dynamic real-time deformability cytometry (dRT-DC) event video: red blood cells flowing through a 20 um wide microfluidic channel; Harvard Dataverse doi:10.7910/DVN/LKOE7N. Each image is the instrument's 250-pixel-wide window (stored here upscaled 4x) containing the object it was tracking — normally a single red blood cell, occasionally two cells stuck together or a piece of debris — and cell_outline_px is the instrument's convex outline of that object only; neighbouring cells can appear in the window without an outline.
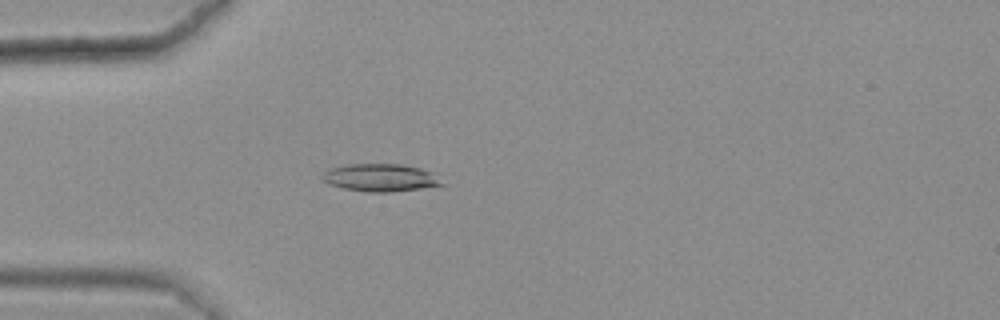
{"species": "common noctule bat (a hibernating species)", "species_latin": "Nyctalus noctula", "temperature_condition": "warm", "stored_images_in_passage": 49, "camera_frame_rate_fps": 3000, "um_per_image_px": 0.085, "animal": {"sex": "female", "body_mass_g": 25.1}, "frame": {"image": 1, "passage_image": 17, "time_ms": 5.333, "image_size_px": [1000, 320], "cell_outline_px": [[444, 184], [420, 188], [392, 192], [368, 192], [344, 188], [328, 184], [320, 180], [320, 176], [324, 172], [332, 168], [348, 164], [400, 164], [420, 168], [432, 172]], "centroid_in_image_um": [32.28, 15.1], "position_along_channel_um": 52.7, "area_um2": 19.13}}
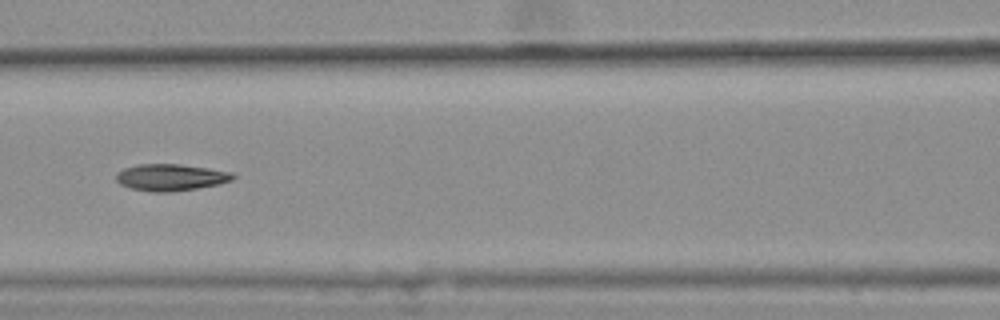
{"frame": {"image": 2, "passage_image": 26, "time_ms": 8.333, "image_size_px": [1000, 320], "cell_outline_px": [[236, 176], [232, 180], [216, 184], [196, 188], [168, 192], [152, 192], [132, 188], [120, 184], [116, 180], [116, 172], [124, 168], [136, 164], [180, 164], [208, 168], [232, 172]], "centroid_in_image_um": [14.48, 15.06], "position_along_channel_um": 152.1, "area_um2": 18.09}}
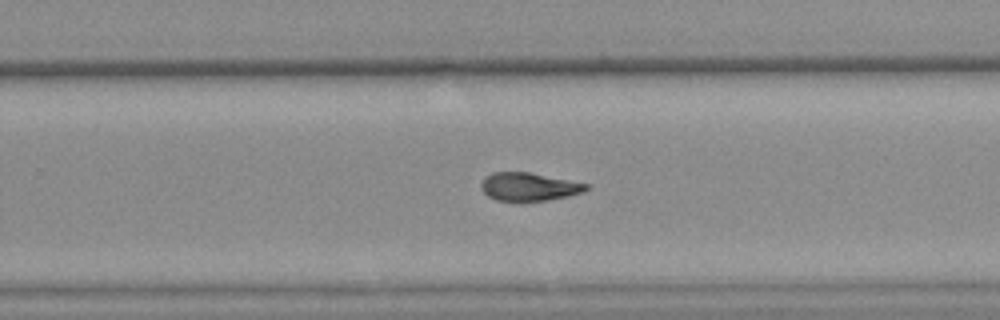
{"frame": {"image": 3, "passage_image": 37, "time_ms": 12.0, "image_size_px": [1000, 320], "cell_outline_px": [[588, 188], [584, 192], [568, 196], [548, 200], [496, 200], [488, 196], [480, 188], [480, 184], [492, 172], [528, 172], [588, 184]], "centroid_in_image_um": [44.95, 15.87], "position_along_channel_um": 284.8, "area_um2": 16.88}, "authors_computed_cell_mechanics": {"area_um2": 18.0914, "velocity_mm_per_s": 3.63, "shape_relaxation_time_tau1_ms": null, "shape_relaxation_time_tau2_ms": 5.7604, "deformation_change_tau1": null, "deformation_change_tau2": 0.1454}}